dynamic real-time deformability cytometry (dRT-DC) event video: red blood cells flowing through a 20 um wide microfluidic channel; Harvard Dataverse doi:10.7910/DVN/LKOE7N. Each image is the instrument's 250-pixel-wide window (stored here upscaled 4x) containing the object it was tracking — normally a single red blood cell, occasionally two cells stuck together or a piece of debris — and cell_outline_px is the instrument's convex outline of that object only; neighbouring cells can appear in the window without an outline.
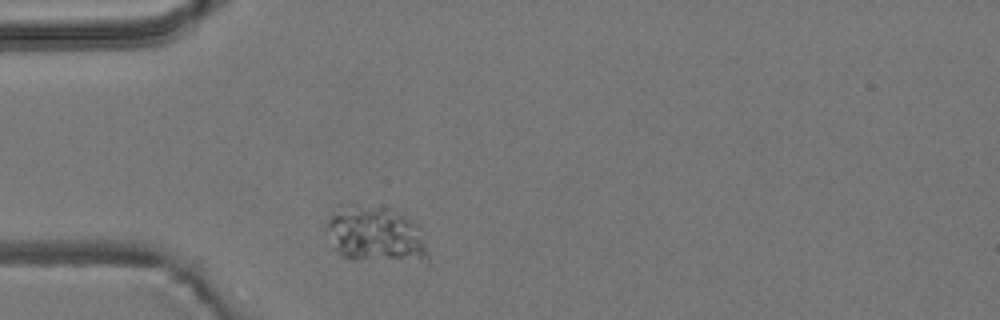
{"species": "common noctule bat (a hibernating species)", "species_latin": "Nyctalus noctula", "temperature_condition": "room temperature", "stored_images_in_passage": 1, "camera_frame_rate_fps": 3000, "um_per_image_px": 0.085, "animal": {"sex": "male", "body_mass_g": 19.2, "forearm_length_mm": 51.8}, "frame": {"image": 1, "passage_image": 1, "time_ms": 0.0, "image_size_px": [1000, 320], "cell_outline_px": [[428, 260], [352, 260], [344, 256], [336, 248], [328, 228], [328, 220], [332, 216], [348, 204], [356, 204], [384, 208], [396, 212], [420, 224], [428, 252]], "centroid_in_image_um": [32.01, 19.94], "position_along_channel_um": 53.0, "area_um2": 32.19}}